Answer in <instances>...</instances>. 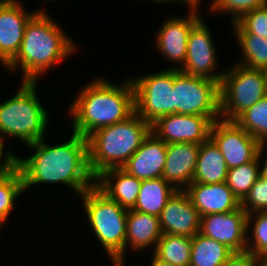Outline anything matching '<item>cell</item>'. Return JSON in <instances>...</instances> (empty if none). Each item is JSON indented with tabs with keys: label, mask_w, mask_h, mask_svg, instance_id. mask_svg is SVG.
Here are the masks:
<instances>
[{
	"label": "cell",
	"mask_w": 267,
	"mask_h": 266,
	"mask_svg": "<svg viewBox=\"0 0 267 266\" xmlns=\"http://www.w3.org/2000/svg\"><path fill=\"white\" fill-rule=\"evenodd\" d=\"M233 253L224 244L198 233L191 238L189 266H223Z\"/></svg>",
	"instance_id": "obj_24"
},
{
	"label": "cell",
	"mask_w": 267,
	"mask_h": 266,
	"mask_svg": "<svg viewBox=\"0 0 267 266\" xmlns=\"http://www.w3.org/2000/svg\"><path fill=\"white\" fill-rule=\"evenodd\" d=\"M217 64L212 34L201 19L190 31L185 63L179 71L186 75L208 78L220 83L224 71L213 73Z\"/></svg>",
	"instance_id": "obj_12"
},
{
	"label": "cell",
	"mask_w": 267,
	"mask_h": 266,
	"mask_svg": "<svg viewBox=\"0 0 267 266\" xmlns=\"http://www.w3.org/2000/svg\"><path fill=\"white\" fill-rule=\"evenodd\" d=\"M200 233L224 244L234 253L246 252L247 213L240 207L228 213L201 216Z\"/></svg>",
	"instance_id": "obj_13"
},
{
	"label": "cell",
	"mask_w": 267,
	"mask_h": 266,
	"mask_svg": "<svg viewBox=\"0 0 267 266\" xmlns=\"http://www.w3.org/2000/svg\"><path fill=\"white\" fill-rule=\"evenodd\" d=\"M166 152L167 144L150 132L121 168L140 180L160 178L165 167Z\"/></svg>",
	"instance_id": "obj_17"
},
{
	"label": "cell",
	"mask_w": 267,
	"mask_h": 266,
	"mask_svg": "<svg viewBox=\"0 0 267 266\" xmlns=\"http://www.w3.org/2000/svg\"><path fill=\"white\" fill-rule=\"evenodd\" d=\"M142 180L128 174L122 168H110L95 178V185L111 200L129 210L136 205Z\"/></svg>",
	"instance_id": "obj_20"
},
{
	"label": "cell",
	"mask_w": 267,
	"mask_h": 266,
	"mask_svg": "<svg viewBox=\"0 0 267 266\" xmlns=\"http://www.w3.org/2000/svg\"><path fill=\"white\" fill-rule=\"evenodd\" d=\"M259 174H260V177L267 179V156L264 160L263 168L259 167Z\"/></svg>",
	"instance_id": "obj_38"
},
{
	"label": "cell",
	"mask_w": 267,
	"mask_h": 266,
	"mask_svg": "<svg viewBox=\"0 0 267 266\" xmlns=\"http://www.w3.org/2000/svg\"><path fill=\"white\" fill-rule=\"evenodd\" d=\"M242 209L247 215L267 211V179L259 177L241 201Z\"/></svg>",
	"instance_id": "obj_32"
},
{
	"label": "cell",
	"mask_w": 267,
	"mask_h": 266,
	"mask_svg": "<svg viewBox=\"0 0 267 266\" xmlns=\"http://www.w3.org/2000/svg\"><path fill=\"white\" fill-rule=\"evenodd\" d=\"M17 0H0V62L7 66L17 55L28 21L38 12H27Z\"/></svg>",
	"instance_id": "obj_14"
},
{
	"label": "cell",
	"mask_w": 267,
	"mask_h": 266,
	"mask_svg": "<svg viewBox=\"0 0 267 266\" xmlns=\"http://www.w3.org/2000/svg\"><path fill=\"white\" fill-rule=\"evenodd\" d=\"M267 95V79L262 69L235 65L220 82V118L234 121L242 112Z\"/></svg>",
	"instance_id": "obj_7"
},
{
	"label": "cell",
	"mask_w": 267,
	"mask_h": 266,
	"mask_svg": "<svg viewBox=\"0 0 267 266\" xmlns=\"http://www.w3.org/2000/svg\"><path fill=\"white\" fill-rule=\"evenodd\" d=\"M223 266H254V255L249 252L233 253Z\"/></svg>",
	"instance_id": "obj_34"
},
{
	"label": "cell",
	"mask_w": 267,
	"mask_h": 266,
	"mask_svg": "<svg viewBox=\"0 0 267 266\" xmlns=\"http://www.w3.org/2000/svg\"><path fill=\"white\" fill-rule=\"evenodd\" d=\"M151 132V124L136 112L127 119L96 130L87 137L88 163L96 178L110 168H121Z\"/></svg>",
	"instance_id": "obj_4"
},
{
	"label": "cell",
	"mask_w": 267,
	"mask_h": 266,
	"mask_svg": "<svg viewBox=\"0 0 267 266\" xmlns=\"http://www.w3.org/2000/svg\"><path fill=\"white\" fill-rule=\"evenodd\" d=\"M232 25L234 32H249L267 38V5L245 13Z\"/></svg>",
	"instance_id": "obj_31"
},
{
	"label": "cell",
	"mask_w": 267,
	"mask_h": 266,
	"mask_svg": "<svg viewBox=\"0 0 267 266\" xmlns=\"http://www.w3.org/2000/svg\"><path fill=\"white\" fill-rule=\"evenodd\" d=\"M93 232L114 266H124L128 210L111 200L96 185L80 195Z\"/></svg>",
	"instance_id": "obj_5"
},
{
	"label": "cell",
	"mask_w": 267,
	"mask_h": 266,
	"mask_svg": "<svg viewBox=\"0 0 267 266\" xmlns=\"http://www.w3.org/2000/svg\"><path fill=\"white\" fill-rule=\"evenodd\" d=\"M59 27L45 11L39 10L28 21L20 50L6 67L14 71L21 66L23 81L37 82L40 74L77 49Z\"/></svg>",
	"instance_id": "obj_3"
},
{
	"label": "cell",
	"mask_w": 267,
	"mask_h": 266,
	"mask_svg": "<svg viewBox=\"0 0 267 266\" xmlns=\"http://www.w3.org/2000/svg\"><path fill=\"white\" fill-rule=\"evenodd\" d=\"M265 145H267V140L262 144V151H264V149H266Z\"/></svg>",
	"instance_id": "obj_40"
},
{
	"label": "cell",
	"mask_w": 267,
	"mask_h": 266,
	"mask_svg": "<svg viewBox=\"0 0 267 266\" xmlns=\"http://www.w3.org/2000/svg\"><path fill=\"white\" fill-rule=\"evenodd\" d=\"M27 146L35 151L32 156L15 159L24 190L40 183H64L82 195L95 185L88 163L87 138L73 132L62 144L50 146L41 139Z\"/></svg>",
	"instance_id": "obj_1"
},
{
	"label": "cell",
	"mask_w": 267,
	"mask_h": 266,
	"mask_svg": "<svg viewBox=\"0 0 267 266\" xmlns=\"http://www.w3.org/2000/svg\"><path fill=\"white\" fill-rule=\"evenodd\" d=\"M3 146L4 144L0 143V158L3 155ZM8 150L9 151L6 153L4 159H0V178L6 175L16 165V155L11 153V149Z\"/></svg>",
	"instance_id": "obj_35"
},
{
	"label": "cell",
	"mask_w": 267,
	"mask_h": 266,
	"mask_svg": "<svg viewBox=\"0 0 267 266\" xmlns=\"http://www.w3.org/2000/svg\"><path fill=\"white\" fill-rule=\"evenodd\" d=\"M177 190L162 177L142 180L136 205L132 210L159 217L168 199Z\"/></svg>",
	"instance_id": "obj_23"
},
{
	"label": "cell",
	"mask_w": 267,
	"mask_h": 266,
	"mask_svg": "<svg viewBox=\"0 0 267 266\" xmlns=\"http://www.w3.org/2000/svg\"><path fill=\"white\" fill-rule=\"evenodd\" d=\"M36 82L22 81L18 92L0 103V143L4 135L29 145L44 139L48 114L37 98Z\"/></svg>",
	"instance_id": "obj_6"
},
{
	"label": "cell",
	"mask_w": 267,
	"mask_h": 266,
	"mask_svg": "<svg viewBox=\"0 0 267 266\" xmlns=\"http://www.w3.org/2000/svg\"><path fill=\"white\" fill-rule=\"evenodd\" d=\"M162 235L159 217L132 209L128 210L125 249L128 244L136 251L148 246L152 248V245L156 247Z\"/></svg>",
	"instance_id": "obj_21"
},
{
	"label": "cell",
	"mask_w": 267,
	"mask_h": 266,
	"mask_svg": "<svg viewBox=\"0 0 267 266\" xmlns=\"http://www.w3.org/2000/svg\"><path fill=\"white\" fill-rule=\"evenodd\" d=\"M254 266H267V254L254 255Z\"/></svg>",
	"instance_id": "obj_36"
},
{
	"label": "cell",
	"mask_w": 267,
	"mask_h": 266,
	"mask_svg": "<svg viewBox=\"0 0 267 266\" xmlns=\"http://www.w3.org/2000/svg\"><path fill=\"white\" fill-rule=\"evenodd\" d=\"M220 117L170 114L158 118L151 124V132L166 144L194 143L200 145L210 138L214 121Z\"/></svg>",
	"instance_id": "obj_11"
},
{
	"label": "cell",
	"mask_w": 267,
	"mask_h": 266,
	"mask_svg": "<svg viewBox=\"0 0 267 266\" xmlns=\"http://www.w3.org/2000/svg\"><path fill=\"white\" fill-rule=\"evenodd\" d=\"M210 138L218 146L228 169L253 161L262 151V145L234 121H214Z\"/></svg>",
	"instance_id": "obj_10"
},
{
	"label": "cell",
	"mask_w": 267,
	"mask_h": 266,
	"mask_svg": "<svg viewBox=\"0 0 267 266\" xmlns=\"http://www.w3.org/2000/svg\"><path fill=\"white\" fill-rule=\"evenodd\" d=\"M227 173L226 161L215 142L209 138L201 143L192 183L226 182Z\"/></svg>",
	"instance_id": "obj_22"
},
{
	"label": "cell",
	"mask_w": 267,
	"mask_h": 266,
	"mask_svg": "<svg viewBox=\"0 0 267 266\" xmlns=\"http://www.w3.org/2000/svg\"><path fill=\"white\" fill-rule=\"evenodd\" d=\"M186 7H189V14L186 18H175L174 16L173 18L167 19L161 25L159 33L156 36L157 49L169 61L177 62L178 65L180 64L179 67H173V69L178 70L185 63L190 31L201 20V16L197 10L198 6Z\"/></svg>",
	"instance_id": "obj_15"
},
{
	"label": "cell",
	"mask_w": 267,
	"mask_h": 266,
	"mask_svg": "<svg viewBox=\"0 0 267 266\" xmlns=\"http://www.w3.org/2000/svg\"><path fill=\"white\" fill-rule=\"evenodd\" d=\"M153 254L173 266H189L191 259V238L163 234Z\"/></svg>",
	"instance_id": "obj_25"
},
{
	"label": "cell",
	"mask_w": 267,
	"mask_h": 266,
	"mask_svg": "<svg viewBox=\"0 0 267 266\" xmlns=\"http://www.w3.org/2000/svg\"><path fill=\"white\" fill-rule=\"evenodd\" d=\"M262 71L264 73L265 78L267 79V64L263 67Z\"/></svg>",
	"instance_id": "obj_39"
},
{
	"label": "cell",
	"mask_w": 267,
	"mask_h": 266,
	"mask_svg": "<svg viewBox=\"0 0 267 266\" xmlns=\"http://www.w3.org/2000/svg\"><path fill=\"white\" fill-rule=\"evenodd\" d=\"M264 152L261 151L251 162L238 167L228 169L226 183L229 189L241 202L248 194L251 187L260 177L259 167L260 158Z\"/></svg>",
	"instance_id": "obj_26"
},
{
	"label": "cell",
	"mask_w": 267,
	"mask_h": 266,
	"mask_svg": "<svg viewBox=\"0 0 267 266\" xmlns=\"http://www.w3.org/2000/svg\"><path fill=\"white\" fill-rule=\"evenodd\" d=\"M243 51L239 65L253 69H263L267 64V38L249 32H234Z\"/></svg>",
	"instance_id": "obj_27"
},
{
	"label": "cell",
	"mask_w": 267,
	"mask_h": 266,
	"mask_svg": "<svg viewBox=\"0 0 267 266\" xmlns=\"http://www.w3.org/2000/svg\"><path fill=\"white\" fill-rule=\"evenodd\" d=\"M184 191L200 216L228 213L241 207V202L226 182L215 184L191 183Z\"/></svg>",
	"instance_id": "obj_19"
},
{
	"label": "cell",
	"mask_w": 267,
	"mask_h": 266,
	"mask_svg": "<svg viewBox=\"0 0 267 266\" xmlns=\"http://www.w3.org/2000/svg\"><path fill=\"white\" fill-rule=\"evenodd\" d=\"M163 234L192 238L200 233L201 216L184 190H177L159 216Z\"/></svg>",
	"instance_id": "obj_16"
},
{
	"label": "cell",
	"mask_w": 267,
	"mask_h": 266,
	"mask_svg": "<svg viewBox=\"0 0 267 266\" xmlns=\"http://www.w3.org/2000/svg\"><path fill=\"white\" fill-rule=\"evenodd\" d=\"M151 266H173L169 262L163 261L160 258L153 256Z\"/></svg>",
	"instance_id": "obj_37"
},
{
	"label": "cell",
	"mask_w": 267,
	"mask_h": 266,
	"mask_svg": "<svg viewBox=\"0 0 267 266\" xmlns=\"http://www.w3.org/2000/svg\"><path fill=\"white\" fill-rule=\"evenodd\" d=\"M135 91V112L152 124L174 114L173 68L131 79Z\"/></svg>",
	"instance_id": "obj_9"
},
{
	"label": "cell",
	"mask_w": 267,
	"mask_h": 266,
	"mask_svg": "<svg viewBox=\"0 0 267 266\" xmlns=\"http://www.w3.org/2000/svg\"><path fill=\"white\" fill-rule=\"evenodd\" d=\"M267 5V0H213L210 9L232 14V22L237 21L245 13Z\"/></svg>",
	"instance_id": "obj_33"
},
{
	"label": "cell",
	"mask_w": 267,
	"mask_h": 266,
	"mask_svg": "<svg viewBox=\"0 0 267 266\" xmlns=\"http://www.w3.org/2000/svg\"><path fill=\"white\" fill-rule=\"evenodd\" d=\"M250 224H253L252 225L253 226L252 239L254 238L252 241L253 246L250 245L251 243L249 239L250 237H248L249 227H251ZM246 252H249L252 255L267 254V211L266 212H255V213L247 215Z\"/></svg>",
	"instance_id": "obj_30"
},
{
	"label": "cell",
	"mask_w": 267,
	"mask_h": 266,
	"mask_svg": "<svg viewBox=\"0 0 267 266\" xmlns=\"http://www.w3.org/2000/svg\"><path fill=\"white\" fill-rule=\"evenodd\" d=\"M234 122L262 145L267 140V95L242 112Z\"/></svg>",
	"instance_id": "obj_28"
},
{
	"label": "cell",
	"mask_w": 267,
	"mask_h": 266,
	"mask_svg": "<svg viewBox=\"0 0 267 266\" xmlns=\"http://www.w3.org/2000/svg\"><path fill=\"white\" fill-rule=\"evenodd\" d=\"M24 191L23 177L15 165L0 178V225L8 219L14 208L16 198Z\"/></svg>",
	"instance_id": "obj_29"
},
{
	"label": "cell",
	"mask_w": 267,
	"mask_h": 266,
	"mask_svg": "<svg viewBox=\"0 0 267 266\" xmlns=\"http://www.w3.org/2000/svg\"><path fill=\"white\" fill-rule=\"evenodd\" d=\"M174 113L220 117V83L173 69Z\"/></svg>",
	"instance_id": "obj_8"
},
{
	"label": "cell",
	"mask_w": 267,
	"mask_h": 266,
	"mask_svg": "<svg viewBox=\"0 0 267 266\" xmlns=\"http://www.w3.org/2000/svg\"><path fill=\"white\" fill-rule=\"evenodd\" d=\"M70 107L73 132L84 138L96 130L127 119L135 112L133 83L114 85L104 79H95L78 93Z\"/></svg>",
	"instance_id": "obj_2"
},
{
	"label": "cell",
	"mask_w": 267,
	"mask_h": 266,
	"mask_svg": "<svg viewBox=\"0 0 267 266\" xmlns=\"http://www.w3.org/2000/svg\"><path fill=\"white\" fill-rule=\"evenodd\" d=\"M199 149L200 145L194 143L167 144L162 178L176 190L186 189L193 181Z\"/></svg>",
	"instance_id": "obj_18"
}]
</instances>
